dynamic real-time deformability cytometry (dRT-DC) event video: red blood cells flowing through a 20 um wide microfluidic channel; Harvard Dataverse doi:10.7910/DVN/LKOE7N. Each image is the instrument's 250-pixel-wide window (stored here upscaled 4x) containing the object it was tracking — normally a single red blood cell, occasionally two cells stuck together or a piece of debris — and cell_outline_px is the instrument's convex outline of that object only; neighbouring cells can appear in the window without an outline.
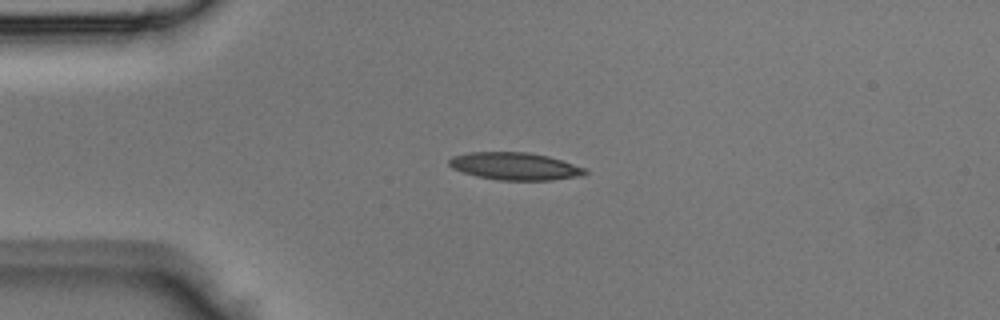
{"species": "Egyptian fruit bat (a non-hibernating species)", "species_latin": "Rousettus aegyptiacus", "temperature_condition": "room temperature", "stored_images_in_passage": 40, "camera_frame_rate_fps": 3000, "um_per_image_px": 0.085, "animal": {"sex": "male"}, "frame": {"image": 1, "passage_image": 7, "time_ms": 2.0, "image_size_px": [1000, 320], "cell_outline_px": [[588, 172], [576, 176], [552, 180], [500, 180], [480, 176], [464, 172], [452, 168], [448, 164], [448, 160], [452, 156], [468, 152], [528, 152], [548, 156], [584, 168]], "centroid_in_image_um": [43.71, 14.11], "position_along_channel_um": 41.3, "area_um2": 21.39}}
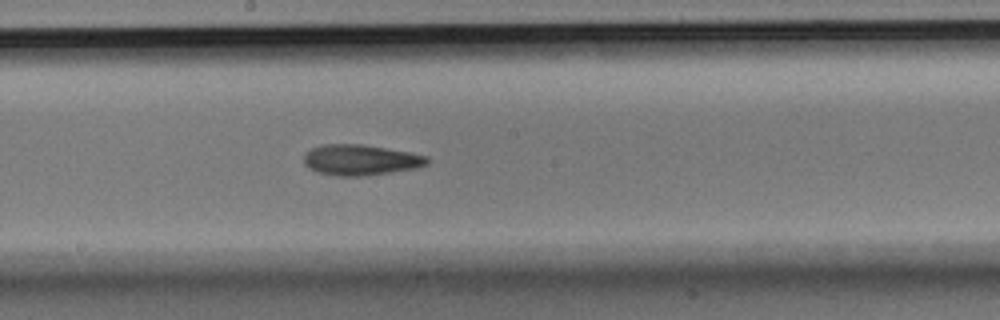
{"frame": {"image": 2, "passage_image": 20, "time_ms": 6.333, "image_size_px": [1000, 320], "cell_outline_px": [[432, 160], [428, 164], [416, 168], [392, 172], [360, 176], [336, 176], [316, 172], [308, 168], [304, 164], [304, 152], [320, 144], [360, 144], [408, 152], [428, 156]], "centroid_in_image_um": [30.62, 13.6], "position_along_channel_um": 217.6, "area_um2": 22.2}}
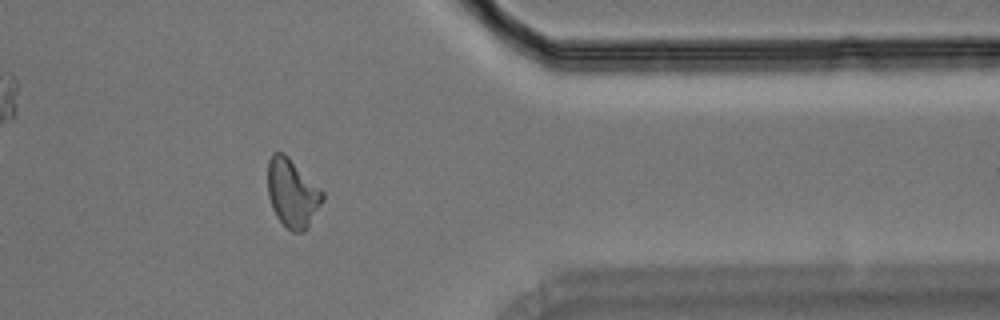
{"frame": {"image": 3, "passage_image": 32, "time_ms": 10.333, "image_size_px": [1000, 320], "cell_outline_px": [[324, 200], [308, 228], [304, 232], [292, 232], [276, 216], [272, 208], [268, 196], [268, 160], [272, 152], [284, 152], [324, 192]], "centroid_in_image_um": [24.85, 16.42], "position_along_channel_um": 386.5, "area_um2": 21.96}}